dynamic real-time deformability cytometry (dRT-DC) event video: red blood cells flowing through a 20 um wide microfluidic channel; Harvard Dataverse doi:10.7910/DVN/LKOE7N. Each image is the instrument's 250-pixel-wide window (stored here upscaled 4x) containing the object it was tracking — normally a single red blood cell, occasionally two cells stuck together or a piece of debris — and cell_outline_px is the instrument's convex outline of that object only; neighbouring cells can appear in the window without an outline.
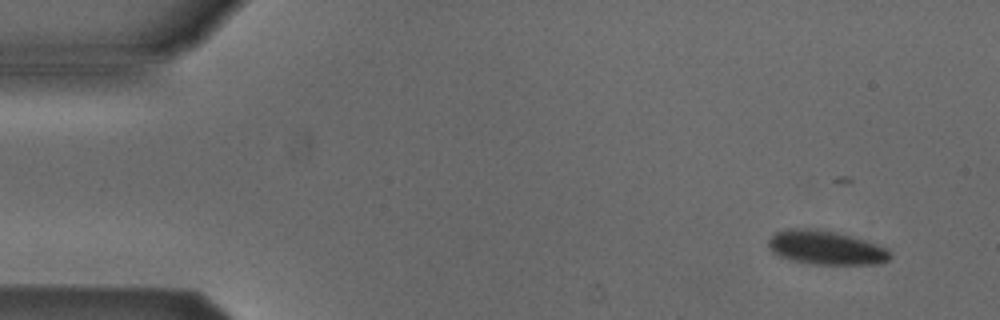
{"species": "Egyptian fruit bat (a non-hibernating species)", "species_latin": "Rousettus aegyptiacus", "temperature_condition": "cold", "stored_images_in_passage": 5, "camera_frame_rate_fps": 3000, "um_per_image_px": 0.085, "animal": {"sex": "male"}, "frame": {"image": 1, "passage_image": 1, "time_ms": 0.0, "image_size_px": [1000, 320], "cell_outline_px": [[892, 256], [888, 260], [880, 264], [812, 264], [792, 260], [776, 256], [768, 248], [768, 240], [776, 232], [788, 228], [816, 228], [836, 232], [852, 236], [888, 248], [892, 252]], "centroid_in_image_um": [70.19, 21.05], "position_along_channel_um": 14.8, "area_um2": 24.39}}